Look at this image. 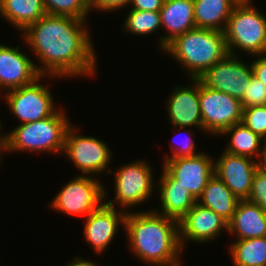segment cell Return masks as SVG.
Instances as JSON below:
<instances>
[{"instance_id": "obj_26", "label": "cell", "mask_w": 266, "mask_h": 266, "mask_svg": "<svg viewBox=\"0 0 266 266\" xmlns=\"http://www.w3.org/2000/svg\"><path fill=\"white\" fill-rule=\"evenodd\" d=\"M123 23L124 31L134 36L149 35L162 29L160 11L130 9Z\"/></svg>"}, {"instance_id": "obj_33", "label": "cell", "mask_w": 266, "mask_h": 266, "mask_svg": "<svg viewBox=\"0 0 266 266\" xmlns=\"http://www.w3.org/2000/svg\"><path fill=\"white\" fill-rule=\"evenodd\" d=\"M164 0H132L130 9L139 11H160Z\"/></svg>"}, {"instance_id": "obj_5", "label": "cell", "mask_w": 266, "mask_h": 266, "mask_svg": "<svg viewBox=\"0 0 266 266\" xmlns=\"http://www.w3.org/2000/svg\"><path fill=\"white\" fill-rule=\"evenodd\" d=\"M252 4L238 2L227 21L223 33L231 55L237 56L238 50L253 56L266 54V15Z\"/></svg>"}, {"instance_id": "obj_39", "label": "cell", "mask_w": 266, "mask_h": 266, "mask_svg": "<svg viewBox=\"0 0 266 266\" xmlns=\"http://www.w3.org/2000/svg\"><path fill=\"white\" fill-rule=\"evenodd\" d=\"M2 124H1V121H0V131H1V129H2ZM1 133V132H0ZM0 140H6V135H4V134H0Z\"/></svg>"}, {"instance_id": "obj_18", "label": "cell", "mask_w": 266, "mask_h": 266, "mask_svg": "<svg viewBox=\"0 0 266 266\" xmlns=\"http://www.w3.org/2000/svg\"><path fill=\"white\" fill-rule=\"evenodd\" d=\"M161 14V27L167 33L159 38V49L162 51L177 36L194 29V0H164Z\"/></svg>"}, {"instance_id": "obj_17", "label": "cell", "mask_w": 266, "mask_h": 266, "mask_svg": "<svg viewBox=\"0 0 266 266\" xmlns=\"http://www.w3.org/2000/svg\"><path fill=\"white\" fill-rule=\"evenodd\" d=\"M35 64L20 46L0 43V90L7 92L34 82L41 76Z\"/></svg>"}, {"instance_id": "obj_3", "label": "cell", "mask_w": 266, "mask_h": 266, "mask_svg": "<svg viewBox=\"0 0 266 266\" xmlns=\"http://www.w3.org/2000/svg\"><path fill=\"white\" fill-rule=\"evenodd\" d=\"M163 51L188 72L190 79H198L229 54L223 31L197 27L177 36Z\"/></svg>"}, {"instance_id": "obj_28", "label": "cell", "mask_w": 266, "mask_h": 266, "mask_svg": "<svg viewBox=\"0 0 266 266\" xmlns=\"http://www.w3.org/2000/svg\"><path fill=\"white\" fill-rule=\"evenodd\" d=\"M242 123L266 140V105L243 108Z\"/></svg>"}, {"instance_id": "obj_8", "label": "cell", "mask_w": 266, "mask_h": 266, "mask_svg": "<svg viewBox=\"0 0 266 266\" xmlns=\"http://www.w3.org/2000/svg\"><path fill=\"white\" fill-rule=\"evenodd\" d=\"M102 184L96 176L76 175L61 187L51 201L50 208L64 215L87 217L98 209L108 196L106 187Z\"/></svg>"}, {"instance_id": "obj_11", "label": "cell", "mask_w": 266, "mask_h": 266, "mask_svg": "<svg viewBox=\"0 0 266 266\" xmlns=\"http://www.w3.org/2000/svg\"><path fill=\"white\" fill-rule=\"evenodd\" d=\"M240 55L228 54L206 70L198 80L210 89L241 99L253 76L251 63L242 62Z\"/></svg>"}, {"instance_id": "obj_2", "label": "cell", "mask_w": 266, "mask_h": 266, "mask_svg": "<svg viewBox=\"0 0 266 266\" xmlns=\"http://www.w3.org/2000/svg\"><path fill=\"white\" fill-rule=\"evenodd\" d=\"M149 210H132L126 214L125 237L128 238L130 252L149 266L170 265L180 261L183 249L178 221Z\"/></svg>"}, {"instance_id": "obj_31", "label": "cell", "mask_w": 266, "mask_h": 266, "mask_svg": "<svg viewBox=\"0 0 266 266\" xmlns=\"http://www.w3.org/2000/svg\"><path fill=\"white\" fill-rule=\"evenodd\" d=\"M187 130V132H188V134H187V136H186V139H184V141H181L182 142V145H181V143H180V145L178 144V147L176 146H173L172 147V156H164V161H166V160H168V159H175V158H179V157H187V156H195V155H197V154H199V153H201V151L200 152H197L195 149V147H196V143H195V141H194V139H192V137L190 136L191 134H193V132H191V128H189V130H188V128H180L179 127V129H178V131H182V130ZM186 130L184 131V135H186L185 134V132H186Z\"/></svg>"}, {"instance_id": "obj_13", "label": "cell", "mask_w": 266, "mask_h": 266, "mask_svg": "<svg viewBox=\"0 0 266 266\" xmlns=\"http://www.w3.org/2000/svg\"><path fill=\"white\" fill-rule=\"evenodd\" d=\"M205 152L163 161V167L197 200L214 174V158Z\"/></svg>"}, {"instance_id": "obj_12", "label": "cell", "mask_w": 266, "mask_h": 266, "mask_svg": "<svg viewBox=\"0 0 266 266\" xmlns=\"http://www.w3.org/2000/svg\"><path fill=\"white\" fill-rule=\"evenodd\" d=\"M179 239L184 251L186 242L208 243L228 232V222L213 210L196 203L179 221Z\"/></svg>"}, {"instance_id": "obj_9", "label": "cell", "mask_w": 266, "mask_h": 266, "mask_svg": "<svg viewBox=\"0 0 266 266\" xmlns=\"http://www.w3.org/2000/svg\"><path fill=\"white\" fill-rule=\"evenodd\" d=\"M46 75H41L29 85L5 92V102L20 124L48 118L58 109L53 94L47 85L42 84Z\"/></svg>"}, {"instance_id": "obj_29", "label": "cell", "mask_w": 266, "mask_h": 266, "mask_svg": "<svg viewBox=\"0 0 266 266\" xmlns=\"http://www.w3.org/2000/svg\"><path fill=\"white\" fill-rule=\"evenodd\" d=\"M242 107H251L266 105V86L265 84L252 76L243 97L240 99Z\"/></svg>"}, {"instance_id": "obj_24", "label": "cell", "mask_w": 266, "mask_h": 266, "mask_svg": "<svg viewBox=\"0 0 266 266\" xmlns=\"http://www.w3.org/2000/svg\"><path fill=\"white\" fill-rule=\"evenodd\" d=\"M225 135L230 136V141L226 148H224V151L234 155L246 156L254 160L257 156L256 160L261 162L265 140L247 128L242 122L224 130L218 137Z\"/></svg>"}, {"instance_id": "obj_22", "label": "cell", "mask_w": 266, "mask_h": 266, "mask_svg": "<svg viewBox=\"0 0 266 266\" xmlns=\"http://www.w3.org/2000/svg\"><path fill=\"white\" fill-rule=\"evenodd\" d=\"M238 0H194V19L197 28L224 31Z\"/></svg>"}, {"instance_id": "obj_10", "label": "cell", "mask_w": 266, "mask_h": 266, "mask_svg": "<svg viewBox=\"0 0 266 266\" xmlns=\"http://www.w3.org/2000/svg\"><path fill=\"white\" fill-rule=\"evenodd\" d=\"M199 104L203 130L219 136L224 130L242 122L241 101L227 93L210 89L199 81Z\"/></svg>"}, {"instance_id": "obj_19", "label": "cell", "mask_w": 266, "mask_h": 266, "mask_svg": "<svg viewBox=\"0 0 266 266\" xmlns=\"http://www.w3.org/2000/svg\"><path fill=\"white\" fill-rule=\"evenodd\" d=\"M162 174L158 179L157 189L161 211L153 209L156 213L165 215L179 221L196 203L189 190L177 184V180L162 167ZM159 187V188H158Z\"/></svg>"}, {"instance_id": "obj_23", "label": "cell", "mask_w": 266, "mask_h": 266, "mask_svg": "<svg viewBox=\"0 0 266 266\" xmlns=\"http://www.w3.org/2000/svg\"><path fill=\"white\" fill-rule=\"evenodd\" d=\"M45 14L42 0H0V16L20 33Z\"/></svg>"}, {"instance_id": "obj_40", "label": "cell", "mask_w": 266, "mask_h": 266, "mask_svg": "<svg viewBox=\"0 0 266 266\" xmlns=\"http://www.w3.org/2000/svg\"><path fill=\"white\" fill-rule=\"evenodd\" d=\"M239 2H242V1H252V0H238Z\"/></svg>"}, {"instance_id": "obj_6", "label": "cell", "mask_w": 266, "mask_h": 266, "mask_svg": "<svg viewBox=\"0 0 266 266\" xmlns=\"http://www.w3.org/2000/svg\"><path fill=\"white\" fill-rule=\"evenodd\" d=\"M145 160V161H144ZM146 159H139L130 163L123 164L116 171L109 174H114V199L109 201L104 200V203L111 206H120L121 209L127 210L131 207L140 205L150 198L155 189V182L153 180V169ZM117 204H115V203ZM116 205V206H115Z\"/></svg>"}, {"instance_id": "obj_38", "label": "cell", "mask_w": 266, "mask_h": 266, "mask_svg": "<svg viewBox=\"0 0 266 266\" xmlns=\"http://www.w3.org/2000/svg\"><path fill=\"white\" fill-rule=\"evenodd\" d=\"M161 266H182V263H181V260L176 262V263H173V264H170V265H161Z\"/></svg>"}, {"instance_id": "obj_14", "label": "cell", "mask_w": 266, "mask_h": 266, "mask_svg": "<svg viewBox=\"0 0 266 266\" xmlns=\"http://www.w3.org/2000/svg\"><path fill=\"white\" fill-rule=\"evenodd\" d=\"M259 167L260 162L257 160L224 150L217 160L214 159V174L240 200L248 199L254 174Z\"/></svg>"}, {"instance_id": "obj_16", "label": "cell", "mask_w": 266, "mask_h": 266, "mask_svg": "<svg viewBox=\"0 0 266 266\" xmlns=\"http://www.w3.org/2000/svg\"><path fill=\"white\" fill-rule=\"evenodd\" d=\"M192 81L187 86H176L166 102V113L172 129L196 128L203 130L201 109L199 104V80ZM192 84V85H191Z\"/></svg>"}, {"instance_id": "obj_21", "label": "cell", "mask_w": 266, "mask_h": 266, "mask_svg": "<svg viewBox=\"0 0 266 266\" xmlns=\"http://www.w3.org/2000/svg\"><path fill=\"white\" fill-rule=\"evenodd\" d=\"M231 190L215 174L208 180L197 203L213 210L229 222L239 202Z\"/></svg>"}, {"instance_id": "obj_27", "label": "cell", "mask_w": 266, "mask_h": 266, "mask_svg": "<svg viewBox=\"0 0 266 266\" xmlns=\"http://www.w3.org/2000/svg\"><path fill=\"white\" fill-rule=\"evenodd\" d=\"M46 14L88 20L90 0H42Z\"/></svg>"}, {"instance_id": "obj_4", "label": "cell", "mask_w": 266, "mask_h": 266, "mask_svg": "<svg viewBox=\"0 0 266 266\" xmlns=\"http://www.w3.org/2000/svg\"><path fill=\"white\" fill-rule=\"evenodd\" d=\"M71 124L61 107L48 118L19 124L5 134V153L28 151L61 154L64 151L65 134Z\"/></svg>"}, {"instance_id": "obj_34", "label": "cell", "mask_w": 266, "mask_h": 266, "mask_svg": "<svg viewBox=\"0 0 266 266\" xmlns=\"http://www.w3.org/2000/svg\"><path fill=\"white\" fill-rule=\"evenodd\" d=\"M253 76L262 81L266 86V54L256 55V60L251 63Z\"/></svg>"}, {"instance_id": "obj_30", "label": "cell", "mask_w": 266, "mask_h": 266, "mask_svg": "<svg viewBox=\"0 0 266 266\" xmlns=\"http://www.w3.org/2000/svg\"><path fill=\"white\" fill-rule=\"evenodd\" d=\"M247 200L258 204L266 213V170L261 166L254 174L251 193Z\"/></svg>"}, {"instance_id": "obj_1", "label": "cell", "mask_w": 266, "mask_h": 266, "mask_svg": "<svg viewBox=\"0 0 266 266\" xmlns=\"http://www.w3.org/2000/svg\"><path fill=\"white\" fill-rule=\"evenodd\" d=\"M86 21L45 14L21 33L40 62L35 66L41 75L53 79L95 76L98 59Z\"/></svg>"}, {"instance_id": "obj_20", "label": "cell", "mask_w": 266, "mask_h": 266, "mask_svg": "<svg viewBox=\"0 0 266 266\" xmlns=\"http://www.w3.org/2000/svg\"><path fill=\"white\" fill-rule=\"evenodd\" d=\"M235 239H252L266 236V213L256 203L239 200L228 222V232Z\"/></svg>"}, {"instance_id": "obj_25", "label": "cell", "mask_w": 266, "mask_h": 266, "mask_svg": "<svg viewBox=\"0 0 266 266\" xmlns=\"http://www.w3.org/2000/svg\"><path fill=\"white\" fill-rule=\"evenodd\" d=\"M234 266H266V236L237 239L229 252Z\"/></svg>"}, {"instance_id": "obj_32", "label": "cell", "mask_w": 266, "mask_h": 266, "mask_svg": "<svg viewBox=\"0 0 266 266\" xmlns=\"http://www.w3.org/2000/svg\"><path fill=\"white\" fill-rule=\"evenodd\" d=\"M132 0H90V10L115 12L130 5Z\"/></svg>"}, {"instance_id": "obj_35", "label": "cell", "mask_w": 266, "mask_h": 266, "mask_svg": "<svg viewBox=\"0 0 266 266\" xmlns=\"http://www.w3.org/2000/svg\"><path fill=\"white\" fill-rule=\"evenodd\" d=\"M66 266H100L91 260H86L80 256H74L72 262L67 263Z\"/></svg>"}, {"instance_id": "obj_37", "label": "cell", "mask_w": 266, "mask_h": 266, "mask_svg": "<svg viewBox=\"0 0 266 266\" xmlns=\"http://www.w3.org/2000/svg\"><path fill=\"white\" fill-rule=\"evenodd\" d=\"M5 142H6V140H0V163H1V160H3L2 159V152H4L5 153Z\"/></svg>"}, {"instance_id": "obj_15", "label": "cell", "mask_w": 266, "mask_h": 266, "mask_svg": "<svg viewBox=\"0 0 266 266\" xmlns=\"http://www.w3.org/2000/svg\"><path fill=\"white\" fill-rule=\"evenodd\" d=\"M127 212L103 203L85 217L83 237L96 254H101L115 239L118 228L125 230Z\"/></svg>"}, {"instance_id": "obj_7", "label": "cell", "mask_w": 266, "mask_h": 266, "mask_svg": "<svg viewBox=\"0 0 266 266\" xmlns=\"http://www.w3.org/2000/svg\"><path fill=\"white\" fill-rule=\"evenodd\" d=\"M79 127L73 123L68 127L65 134L64 155L74 164L82 176H92L108 169L104 174L109 175L112 170L108 165L112 160V151L106 142L94 136L79 134ZM92 174V175H91Z\"/></svg>"}, {"instance_id": "obj_36", "label": "cell", "mask_w": 266, "mask_h": 266, "mask_svg": "<svg viewBox=\"0 0 266 266\" xmlns=\"http://www.w3.org/2000/svg\"><path fill=\"white\" fill-rule=\"evenodd\" d=\"M260 166L266 170V140L264 142L263 156L260 162Z\"/></svg>"}]
</instances>
